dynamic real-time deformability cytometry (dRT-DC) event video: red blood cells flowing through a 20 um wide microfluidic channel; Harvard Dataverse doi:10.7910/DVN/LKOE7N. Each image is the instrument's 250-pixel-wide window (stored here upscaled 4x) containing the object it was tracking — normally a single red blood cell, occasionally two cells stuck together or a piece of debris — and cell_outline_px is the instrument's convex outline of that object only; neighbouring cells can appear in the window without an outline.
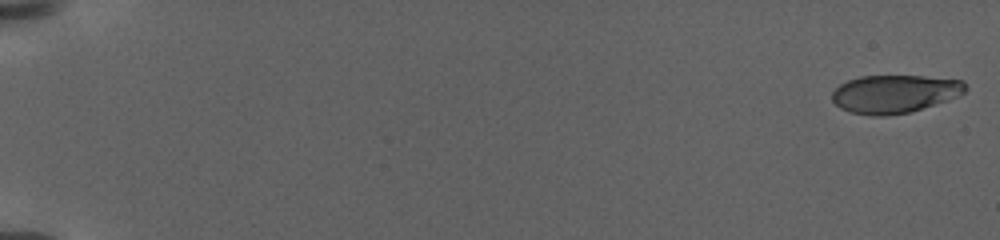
{"species": "human", "species_latin": "Homo sapiens", "temperature_condition": "warm", "stored_images_in_passage": 29, "camera_frame_rate_fps": 3000, "um_per_image_px": 0.085, "donor": {"sex": "female"}, "frame": {"image": 1, "passage_image": 1, "time_ms": 0.0, "image_size_px": [1000, 240], "cell_outline_px": [[968, 88], [964, 92], [948, 100], [908, 112], [884, 116], [872, 116], [848, 112], [840, 108], [832, 100], [832, 92], [840, 84], [848, 80], [860, 76], [924, 76], [964, 80]], "centroid_in_image_um": [76.03, 7.97], "position_along_channel_um": 9.0, "area_um2": 29.59}}
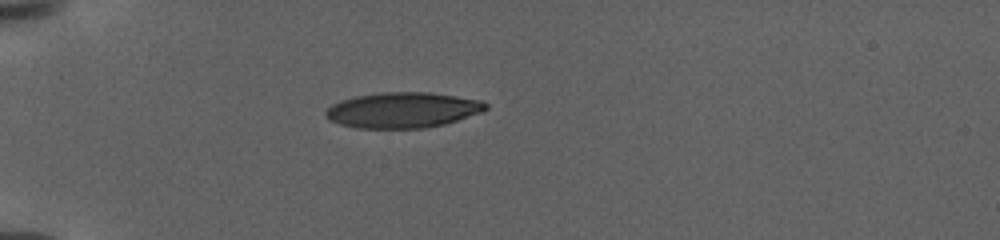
{"frame": {"image": 2, "passage_image": 19, "time_ms": 7.333, "image_size_px": [1000, 240], "cell_outline_px": [[488, 108], [480, 112], [444, 124], [420, 128], [356, 128], [340, 124], [328, 120], [324, 112], [332, 104], [340, 100], [356, 96], [380, 92], [428, 92], [456, 96], [480, 100], [488, 104]], "centroid_in_image_um": [34.18, 9.35], "position_along_channel_um": 50.8, "area_um2": 33.0}}
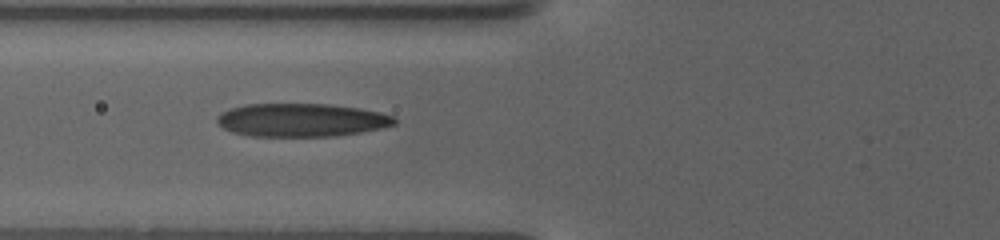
{"frame": {"image": 3, "passage_image": 28, "time_ms": 10.0, "image_size_px": [1000, 240], "cell_outline_px": [[396, 124], [380, 128], [360, 132], [336, 136], [252, 136], [232, 132], [224, 128], [216, 120], [216, 116], [232, 108], [244, 104], [328, 104], [360, 108], [380, 112], [392, 116], [396, 120]], "centroid_in_image_um": [25.63, 10.2], "position_along_channel_um": 100.2, "area_um2": 34.22}}